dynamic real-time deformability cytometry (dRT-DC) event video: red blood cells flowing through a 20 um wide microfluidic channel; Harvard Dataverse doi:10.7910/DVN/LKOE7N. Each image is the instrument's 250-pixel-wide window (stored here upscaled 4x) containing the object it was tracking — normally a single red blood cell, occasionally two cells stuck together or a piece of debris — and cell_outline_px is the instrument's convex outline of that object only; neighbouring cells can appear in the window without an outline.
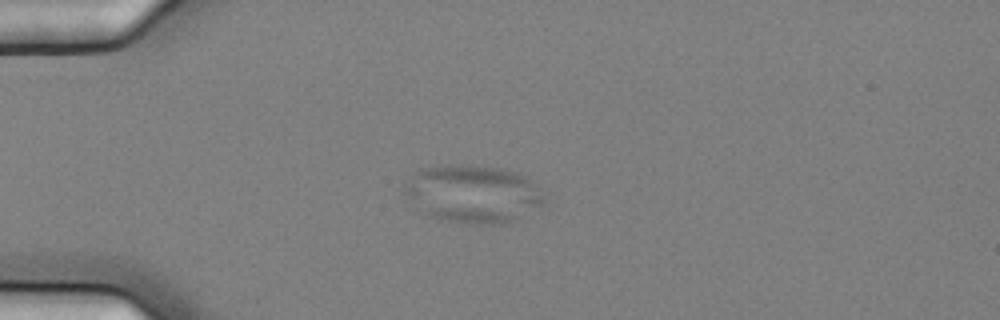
{"species": "common noctule bat (a hibernating species)", "species_latin": "Nyctalus noctula", "temperature_condition": "cold", "stored_images_in_passage": 60, "camera_frame_rate_fps": 3000, "um_per_image_px": 0.085, "animal": {"sex": "female", "body_mass_g": 25.1}, "frame": {"image": 1, "passage_image": 18, "time_ms": 5.667, "image_size_px": [1000, 320], "cell_outline_px": [[548, 200], [544, 204], [512, 220], [500, 224], [464, 224], [440, 220], [424, 212], [404, 192], [404, 184], [420, 168], [444, 164], [468, 164], [500, 168], [516, 172], [528, 176]], "centroid_in_image_um": [40.22, 16.46], "position_along_channel_um": 44.8, "area_um2": 47.16}}
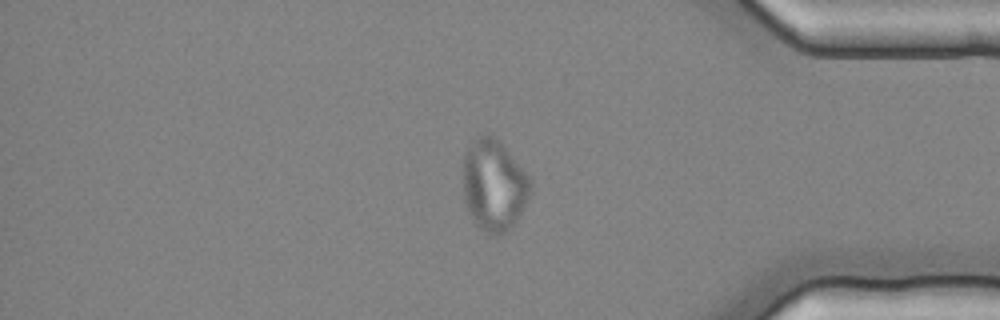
{"frame": {"image": 2, "passage_image": 51, "time_ms": 16.667, "image_size_px": [1000, 320], "cell_outline_px": [[532, 192], [516, 220], [500, 236], [496, 236], [480, 228], [472, 220], [464, 204], [464, 156], [472, 140], [484, 132], [500, 140], [528, 176], [532, 184]], "centroid_in_image_um": [41.97, 15.73], "position_along_channel_um": 393.2, "area_um2": 35.78}}
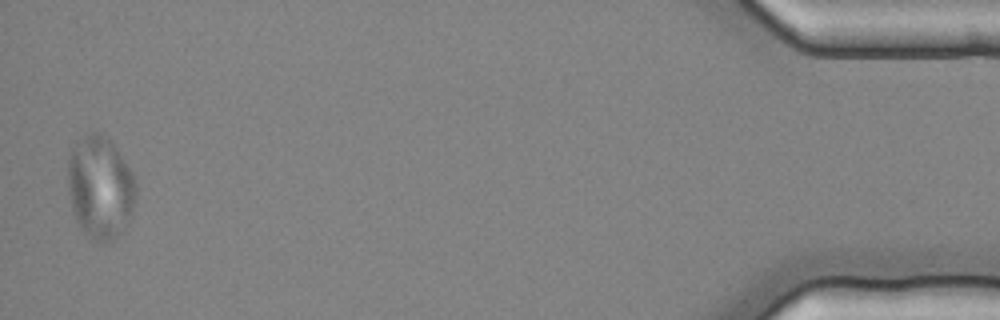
{"frame": {"image": 3, "passage_image": 59, "time_ms": 19.333, "image_size_px": [1000, 320], "cell_outline_px": [[136, 200], [132, 216], [124, 228], [112, 240], [104, 244], [100, 244], [84, 236], [72, 212], [68, 188], [68, 156], [72, 148], [76, 144], [92, 132], [100, 132], [112, 140], [132, 172], [136, 180]], "centroid_in_image_um": [8.53, 15.98], "position_along_channel_um": 426.7, "area_um2": 41.5}}